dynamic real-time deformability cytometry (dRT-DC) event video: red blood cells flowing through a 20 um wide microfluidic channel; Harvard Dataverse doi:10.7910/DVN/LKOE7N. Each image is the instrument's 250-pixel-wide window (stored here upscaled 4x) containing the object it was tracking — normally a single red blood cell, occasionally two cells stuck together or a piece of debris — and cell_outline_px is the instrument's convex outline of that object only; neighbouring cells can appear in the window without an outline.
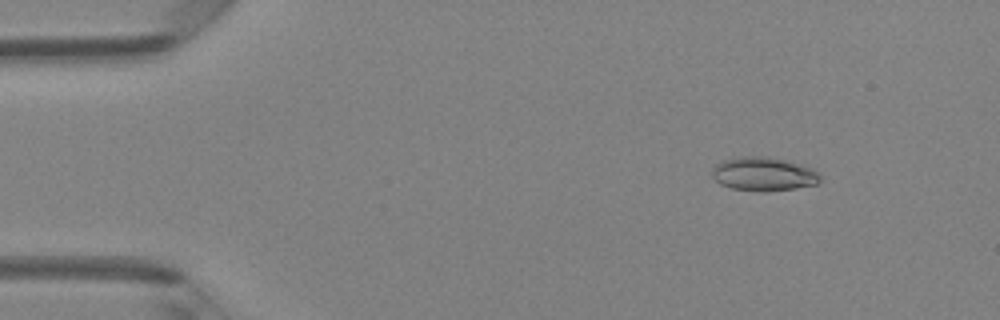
{"species": "Egyptian fruit bat (a non-hibernating species)", "species_latin": "Rousettus aegyptiacus", "temperature_condition": "room temperature", "stored_images_in_passage": 48, "camera_frame_rate_fps": 3000, "um_per_image_px": 0.085, "animal": {"sex": "female"}, "frame": {"image": 1, "passage_image": 6, "time_ms": 1.667, "image_size_px": [1000, 320], "cell_outline_px": [[820, 180], [816, 184], [796, 188], [764, 192], [756, 192], [732, 188], [720, 184], [712, 176], [712, 168], [716, 164], [724, 160], [744, 156], [768, 156], [800, 164], [812, 168], [820, 172]], "centroid_in_image_um": [64.91, 14.8], "position_along_channel_um": 20.1, "area_um2": 21.39}}
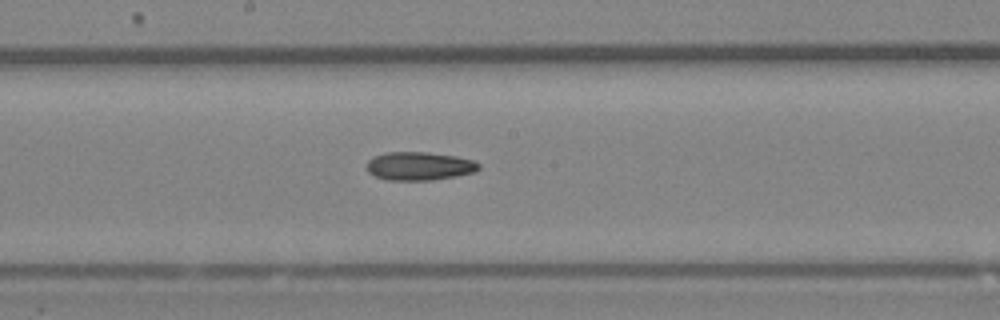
{"frame": {"image": 2, "passage_image": 26, "time_ms": 8.333, "image_size_px": [1000, 320], "cell_outline_px": [[480, 168], [476, 172], [456, 176], [432, 180], [384, 180], [368, 172], [368, 160], [372, 156], [384, 152], [428, 152], [456, 156], [472, 160], [480, 164]], "centroid_in_image_um": [35.64, 14.11], "position_along_channel_um": 212.6, "area_um2": 18.67}}
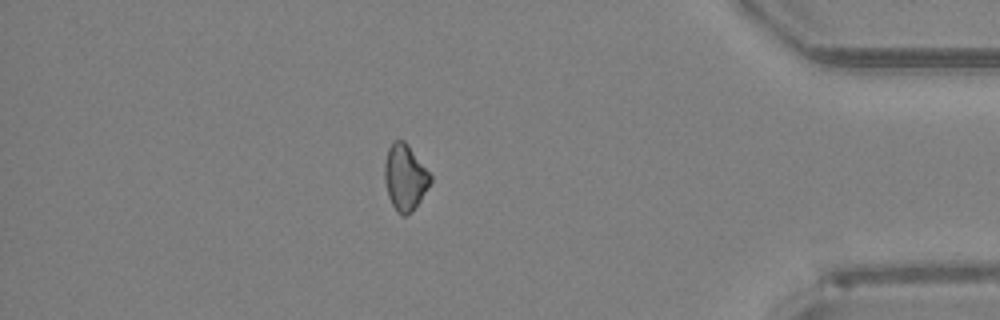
{"frame": {"image": 3, "passage_image": 42, "time_ms": 13.667, "image_size_px": [1000, 320], "cell_outline_px": [[432, 180], [420, 200], [404, 216], [400, 216], [396, 212], [388, 196], [384, 180], [384, 164], [388, 148], [392, 140], [404, 140], [408, 144], [432, 176]], "centroid_in_image_um": [34.4, 15.04], "position_along_channel_um": 400.8, "area_um2": 17.51}}